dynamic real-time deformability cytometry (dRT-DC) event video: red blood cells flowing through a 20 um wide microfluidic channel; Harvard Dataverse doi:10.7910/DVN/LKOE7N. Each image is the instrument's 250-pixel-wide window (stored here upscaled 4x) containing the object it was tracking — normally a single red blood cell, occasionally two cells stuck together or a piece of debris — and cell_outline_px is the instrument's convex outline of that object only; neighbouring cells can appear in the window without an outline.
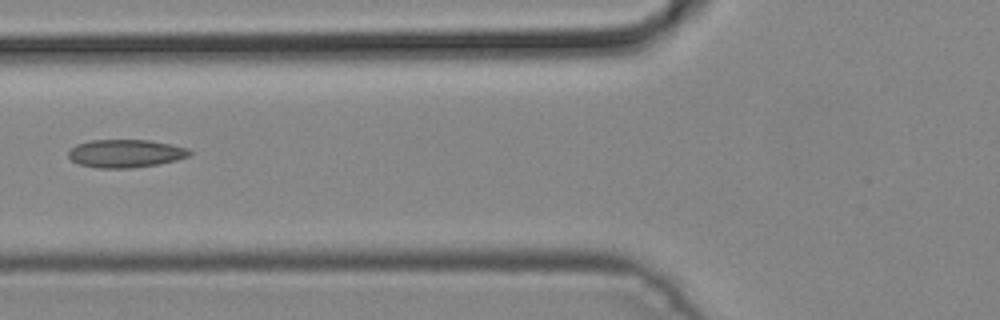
{"species": "common noctule bat (a hibernating species)", "species_latin": "Nyctalus noctula", "temperature_condition": "cold", "stored_images_in_passage": 3, "camera_frame_rate_fps": 3000, "um_per_image_px": 0.085, "animal": {"sex": "male", "body_mass_g": 19.2, "forearm_length_mm": 51.8}, "frame": {"image": 1, "passage_image": 2, "time_ms": 0.333, "image_size_px": [1000, 320], "cell_outline_px": [[192, 152], [188, 156], [176, 160], [160, 164], [132, 168], [100, 168], [80, 164], [72, 160], [68, 156], [68, 152], [76, 144], [88, 140], [148, 140], [172, 144], [188, 148]], "centroid_in_image_um": [10.69, 13.04], "position_along_channel_um": 115.1, "area_um2": 19.83}}
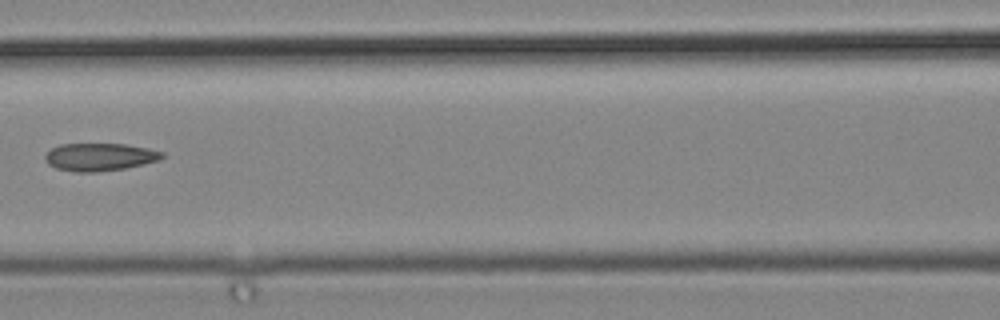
{"frame": {"image": 2, "passage_image": 3, "time_ms": 0.667, "image_size_px": [1000, 320], "cell_outline_px": [[164, 156], [160, 160], [124, 168], [96, 172], [76, 172], [56, 168], [48, 164], [44, 160], [44, 156], [52, 148], [60, 144], [124, 144], [148, 148], [164, 152]], "centroid_in_image_um": [8.46, 13.34], "position_along_channel_um": 158.1, "area_um2": 18.84}}